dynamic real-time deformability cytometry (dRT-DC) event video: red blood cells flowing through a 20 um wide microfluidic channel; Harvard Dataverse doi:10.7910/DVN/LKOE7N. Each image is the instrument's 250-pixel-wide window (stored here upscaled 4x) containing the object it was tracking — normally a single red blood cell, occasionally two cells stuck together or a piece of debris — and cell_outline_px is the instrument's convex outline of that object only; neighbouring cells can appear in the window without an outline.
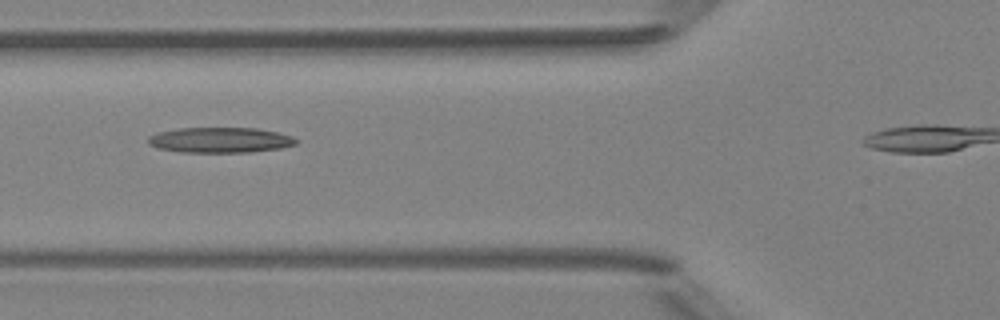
{"species": "Egyptian fruit bat (a non-hibernating species)", "species_latin": "Rousettus aegyptiacus", "temperature_condition": "room temperature", "stored_images_in_passage": 4, "camera_frame_rate_fps": 3000, "um_per_image_px": 0.085, "animal": {"sex": "female"}, "frame": {"image": 1, "passage_image": 3, "time_ms": 2.333, "image_size_px": [1000, 320], "cell_outline_px": [[300, 140], [296, 144], [280, 148], [252, 152], [180, 152], [156, 148], [148, 144], [148, 136], [156, 132], [180, 128], [256, 128], [276, 132], [292, 136]], "centroid_in_image_um": [18.69, 11.9], "position_along_channel_um": 107.1, "area_um2": 22.02}}
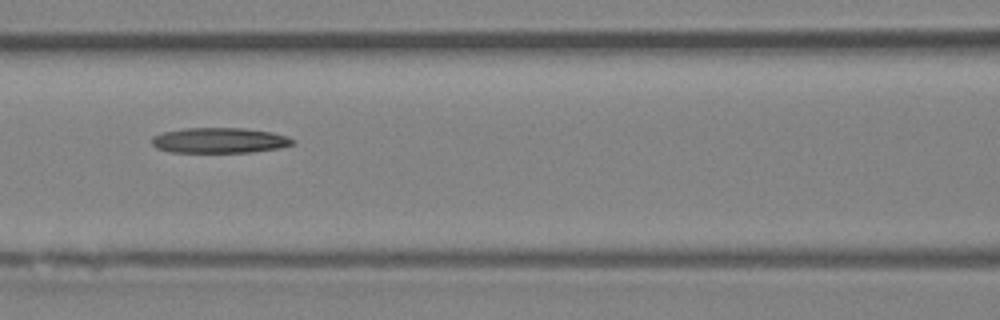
{"frame": {"image": 2, "passage_image": 4, "time_ms": 3.333, "image_size_px": [1000, 320], "cell_outline_px": [[296, 140], [292, 144], [280, 148], [252, 152], [172, 152], [156, 148], [152, 144], [152, 136], [164, 132], [184, 128], [244, 128], [272, 132], [288, 136]], "centroid_in_image_um": [18.68, 11.93], "position_along_channel_um": 147.9, "area_um2": 20.87}}